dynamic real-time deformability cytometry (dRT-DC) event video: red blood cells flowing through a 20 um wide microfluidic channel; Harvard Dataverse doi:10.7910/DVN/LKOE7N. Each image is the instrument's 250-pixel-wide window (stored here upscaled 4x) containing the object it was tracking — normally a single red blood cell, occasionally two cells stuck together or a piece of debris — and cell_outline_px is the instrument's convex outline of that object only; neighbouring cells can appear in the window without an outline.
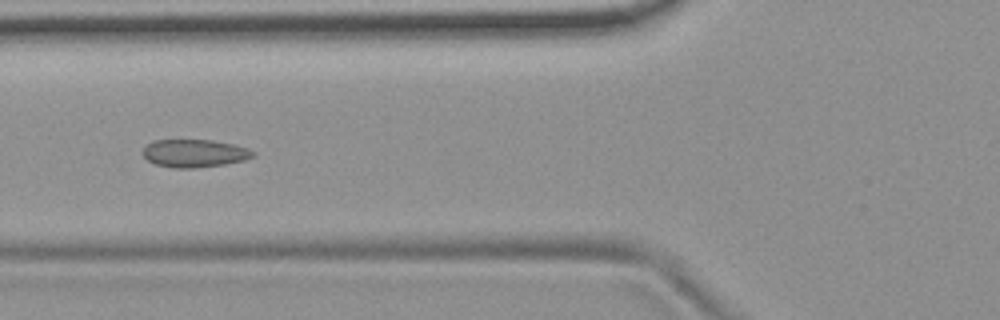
{"species": "common noctule bat (a hibernating species)", "species_latin": "Nyctalus noctula", "temperature_condition": "room temperature", "stored_images_in_passage": 10, "camera_frame_rate_fps": 3000, "um_per_image_px": 0.085, "animal": {"sex": "female", "body_mass_g": 19.9}, "frame": {"image": 1, "passage_image": 5, "time_ms": 5.667, "image_size_px": [1000, 320], "cell_outline_px": [[256, 152], [252, 156], [244, 160], [224, 164], [192, 168], [172, 168], [156, 164], [148, 160], [140, 152], [152, 140], [212, 140], [232, 144], [248, 148]], "centroid_in_image_um": [16.5, 13.02], "position_along_channel_um": 109.3, "area_um2": 17.8}}
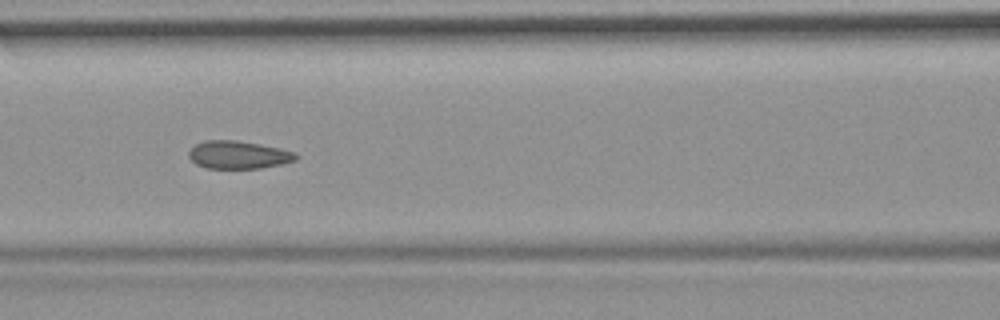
{"frame": {"image": 2, "passage_image": 6, "time_ms": 6.667, "image_size_px": [1000, 320], "cell_outline_px": [[300, 156], [296, 160], [280, 164], [260, 168], [204, 168], [196, 164], [188, 156], [188, 152], [196, 144], [204, 140], [236, 140], [260, 144], [280, 148], [296, 152]], "centroid_in_image_um": [20.27, 13.15], "position_along_channel_um": 146.3, "area_um2": 17.46}}